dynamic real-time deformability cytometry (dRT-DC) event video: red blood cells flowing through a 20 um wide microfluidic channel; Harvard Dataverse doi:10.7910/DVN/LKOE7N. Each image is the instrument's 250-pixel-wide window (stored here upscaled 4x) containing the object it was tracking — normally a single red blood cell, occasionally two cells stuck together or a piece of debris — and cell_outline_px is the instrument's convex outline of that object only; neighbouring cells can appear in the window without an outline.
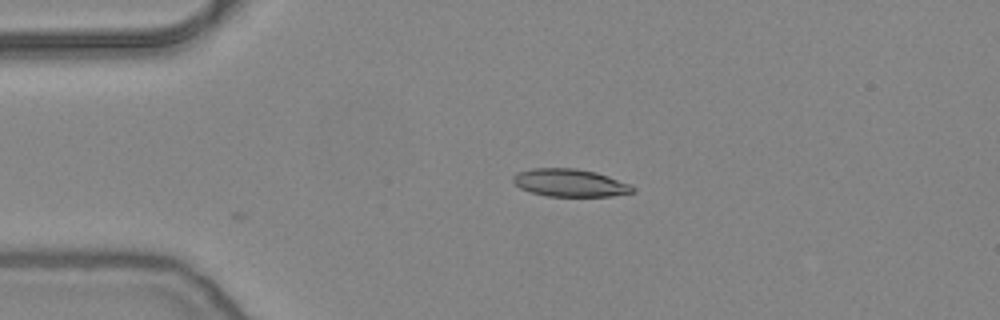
{"species": "common noctule bat (a hibernating species)", "species_latin": "Nyctalus noctula", "temperature_condition": "warm", "stored_images_in_passage": 3, "camera_frame_rate_fps": 3000, "um_per_image_px": 0.085, "animal": {"sex": "female", "body_mass_g": 24.6, "forearm_length_mm": 56.2}, "frame": {"image": 1, "passage_image": 3, "time_ms": 0.667, "image_size_px": [1000, 320], "cell_outline_px": [[636, 192], [612, 196], [544, 196], [520, 188], [512, 180], [512, 176], [516, 172], [532, 168], [576, 168], [596, 172], [608, 176], [628, 184], [636, 188]], "centroid_in_image_um": [48.43, 15.54], "position_along_channel_um": 36.6, "area_um2": 19.36}}